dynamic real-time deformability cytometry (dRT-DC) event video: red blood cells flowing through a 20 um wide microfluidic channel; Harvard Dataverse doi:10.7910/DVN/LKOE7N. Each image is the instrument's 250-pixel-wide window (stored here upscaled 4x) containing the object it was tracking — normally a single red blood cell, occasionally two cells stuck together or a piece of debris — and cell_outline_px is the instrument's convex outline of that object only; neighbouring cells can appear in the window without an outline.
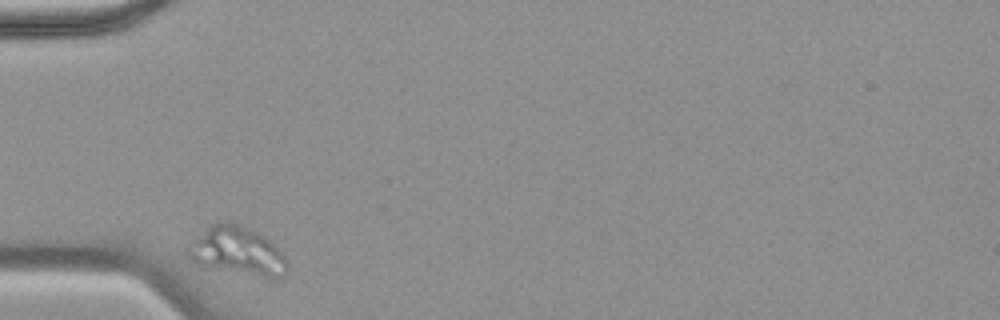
{"species": "common noctule bat (a hibernating species)", "species_latin": "Nyctalus noctula", "temperature_condition": "warm", "stored_images_in_passage": 1, "camera_frame_rate_fps": 3000, "um_per_image_px": 0.085, "animal": {"sex": "female", "body_mass_g": 18.4}, "frame": {"image": 1, "passage_image": 1, "time_ms": 0.0, "image_size_px": [1000, 320], "cell_outline_px": [[288, 276], [280, 280], [268, 280], [200, 268], [184, 252], [184, 248], [188, 228], [212, 220], [228, 216], [268, 236], [284, 252], [288, 260]], "centroid_in_image_um": [20.02, 21.25], "position_along_channel_um": 65.0, "area_um2": 33.18}}